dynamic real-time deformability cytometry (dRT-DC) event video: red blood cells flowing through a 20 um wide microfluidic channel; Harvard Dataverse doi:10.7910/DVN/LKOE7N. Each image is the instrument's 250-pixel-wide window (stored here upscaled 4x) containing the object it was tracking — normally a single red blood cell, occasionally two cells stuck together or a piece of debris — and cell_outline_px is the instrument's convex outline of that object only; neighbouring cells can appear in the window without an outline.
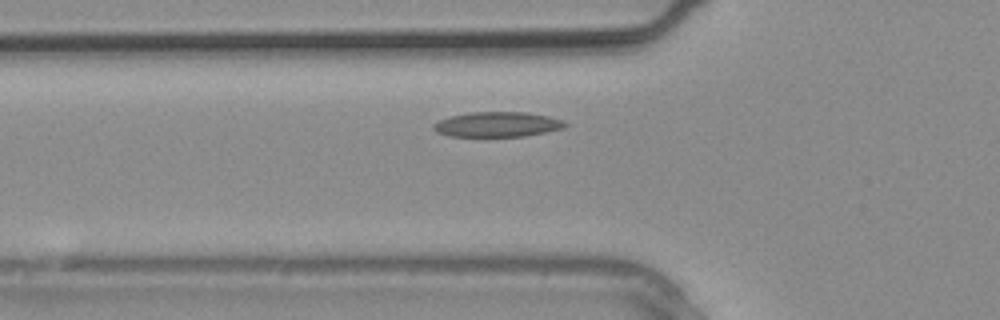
{"species": "common noctule bat (a hibernating species)", "species_latin": "Nyctalus noctula", "temperature_condition": "warm", "stored_images_in_passage": 3, "camera_frame_rate_fps": 3000, "um_per_image_px": 0.085, "animal": {"sex": "male", "body_mass_g": 20.4}, "frame": {"image": 1, "passage_image": 3, "time_ms": 0.667, "image_size_px": [1000, 320], "cell_outline_px": [[568, 124], [564, 128], [524, 136], [448, 136], [436, 132], [432, 128], [432, 124], [448, 116], [468, 112], [528, 112], [548, 116], [564, 120]], "centroid_in_image_um": [42.25, 10.56], "position_along_channel_um": 83.5, "area_um2": 19.31}}